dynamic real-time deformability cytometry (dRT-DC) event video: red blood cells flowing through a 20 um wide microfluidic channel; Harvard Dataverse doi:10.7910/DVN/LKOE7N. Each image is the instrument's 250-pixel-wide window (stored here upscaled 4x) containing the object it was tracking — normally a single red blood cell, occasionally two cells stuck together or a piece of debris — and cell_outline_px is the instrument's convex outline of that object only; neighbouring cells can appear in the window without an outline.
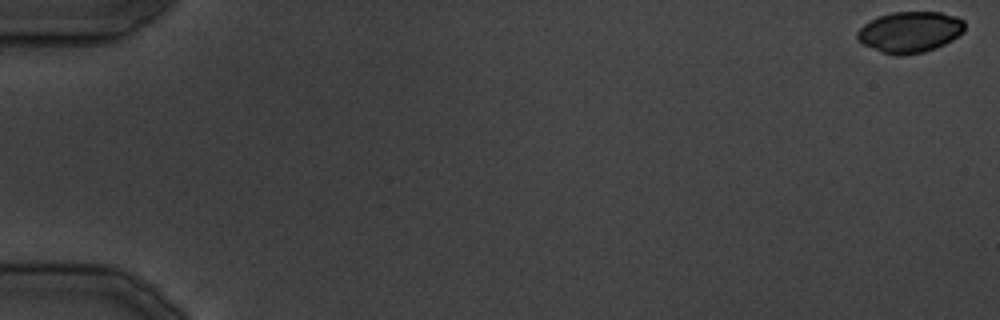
{"species": "common noctule bat (a hibernating species)", "species_latin": "Nyctalus noctula", "temperature_condition": "cold", "stored_images_in_passage": 23, "camera_frame_rate_fps": 3000, "um_per_image_px": 0.085, "animal": {"sex": "male", "body_mass_g": 19.5, "forearm_length_mm": 54.6}, "frame": {"image": 1, "passage_image": 1, "time_ms": 0.0, "image_size_px": [1000, 320], "cell_outline_px": [[964, 32], [952, 40], [936, 48], [924, 52], [900, 56], [896, 56], [880, 52], [860, 44], [856, 40], [856, 32], [864, 24], [880, 16], [892, 12], [940, 12], [956, 16], [964, 20]], "centroid_in_image_um": [77.32, 2.74], "position_along_channel_um": 7.7, "area_um2": 25.95}}
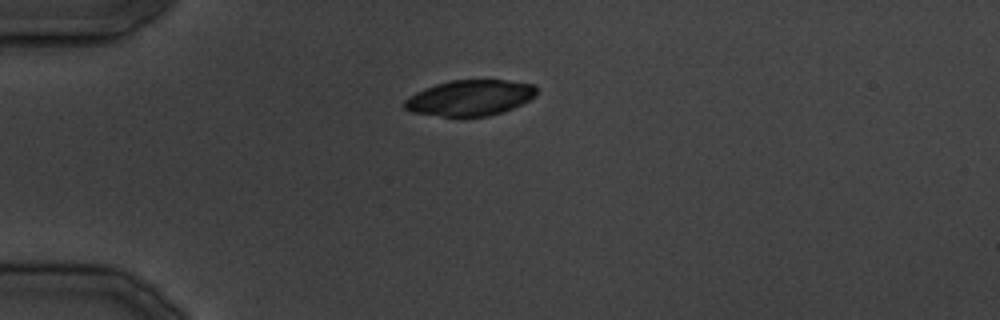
{"frame": {"image": 2, "passage_image": 10, "time_ms": 11.333, "image_size_px": [1000, 320], "cell_outline_px": [[536, 96], [512, 108], [488, 116], [460, 120], [412, 112], [404, 108], [404, 100], [408, 96], [424, 88], [436, 84], [452, 80], [504, 80], [532, 84], [536, 88]], "centroid_in_image_um": [39.88, 8.36], "position_along_channel_um": 45.1, "area_um2": 28.03}}